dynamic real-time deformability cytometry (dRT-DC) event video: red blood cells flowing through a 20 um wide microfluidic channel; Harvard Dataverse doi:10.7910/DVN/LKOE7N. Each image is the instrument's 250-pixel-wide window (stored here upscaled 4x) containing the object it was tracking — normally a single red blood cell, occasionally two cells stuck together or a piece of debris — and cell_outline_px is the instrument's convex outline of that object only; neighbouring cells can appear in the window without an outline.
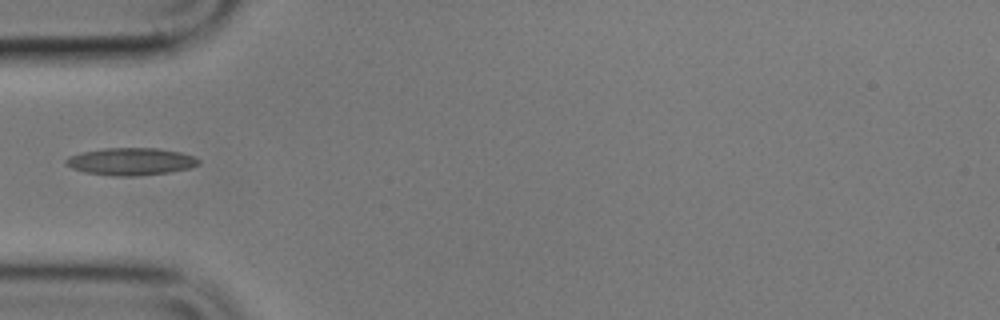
{"species": "common noctule bat (a hibernating species)", "species_latin": "Nyctalus noctula", "temperature_condition": "cold", "stored_images_in_passage": 1, "camera_frame_rate_fps": 3000, "um_per_image_px": 0.085, "animal": {"sex": "male", "body_mass_g": 17.9}, "frame": {"image": 1, "passage_image": 1, "time_ms": 0.0, "image_size_px": [1000, 320], "cell_outline_px": [[200, 164], [188, 168], [168, 172], [132, 176], [112, 176], [84, 172], [72, 168], [64, 164], [64, 160], [68, 156], [84, 152], [104, 148], [156, 148], [180, 152], [192, 156], [200, 160]], "centroid_in_image_um": [11.08, 13.73], "position_along_channel_um": 73.9, "area_um2": 21.04}}